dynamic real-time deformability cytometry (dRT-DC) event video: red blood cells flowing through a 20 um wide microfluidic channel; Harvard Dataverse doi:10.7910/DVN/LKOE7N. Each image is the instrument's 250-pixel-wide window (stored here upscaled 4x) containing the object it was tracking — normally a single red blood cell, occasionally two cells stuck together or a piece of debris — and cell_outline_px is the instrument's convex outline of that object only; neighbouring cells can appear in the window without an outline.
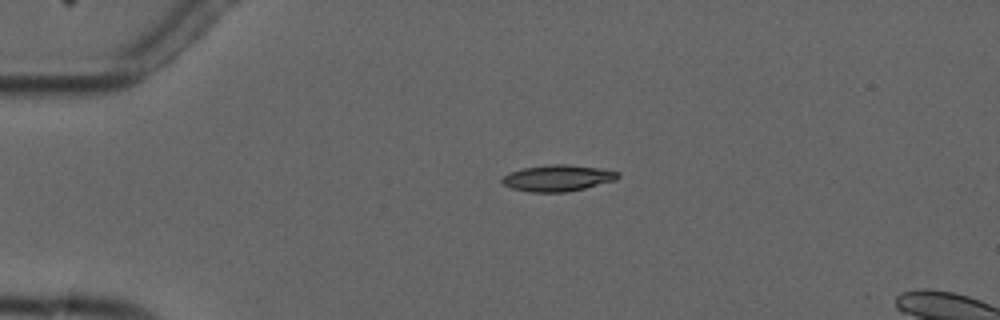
{"species": "common noctule bat (a hibernating species)", "species_latin": "Nyctalus noctula", "temperature_condition": "cold", "stored_images_in_passage": 3, "camera_frame_rate_fps": 3000, "um_per_image_px": 0.085, "animal": {"sex": "male", "forearm_length_mm": 52.5}, "frame": {"image": 1, "passage_image": 2, "time_ms": 3.0, "image_size_px": [1000, 320], "cell_outline_px": [[620, 176], [616, 180], [568, 192], [528, 192], [512, 188], [504, 184], [500, 180], [508, 172], [524, 168], [552, 164], [568, 164], [600, 168], [620, 172]], "centroid_in_image_um": [47.42, 15.13], "position_along_channel_um": 37.6, "area_um2": 17.8}}